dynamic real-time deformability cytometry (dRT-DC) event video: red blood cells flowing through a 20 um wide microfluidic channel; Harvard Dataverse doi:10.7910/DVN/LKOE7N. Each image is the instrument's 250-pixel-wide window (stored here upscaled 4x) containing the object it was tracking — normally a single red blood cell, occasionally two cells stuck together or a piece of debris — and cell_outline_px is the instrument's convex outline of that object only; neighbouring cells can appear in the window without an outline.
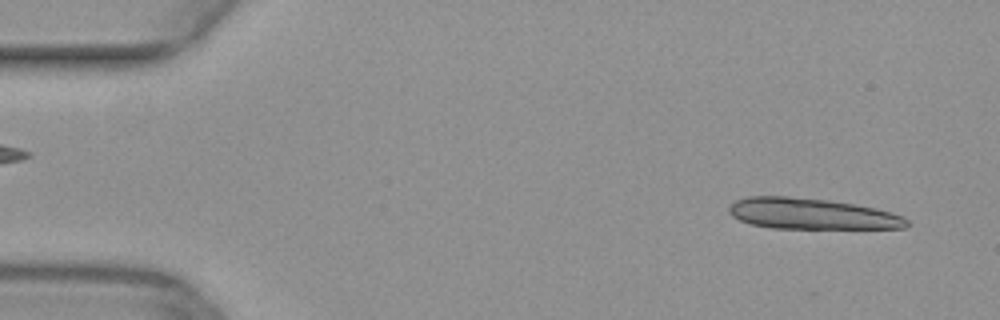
{"species": "common noctule bat (a hibernating species)", "species_latin": "Nyctalus noctula", "temperature_condition": "warm", "stored_images_in_passage": 14, "camera_frame_rate_fps": 3000, "um_per_image_px": 0.085, "animal": {"sex": "female", "body_mass_g": 29.2, "forearm_length_mm": 56.3}, "frame": {"image": 1, "passage_image": 3, "time_ms": 0.667, "image_size_px": [1000, 320], "cell_outline_px": [[908, 224], [904, 228], [772, 228], [752, 224], [740, 220], [732, 216], [728, 212], [728, 208], [736, 200], [748, 196], [788, 196], [828, 200], [876, 208], [892, 212], [904, 216], [908, 220]], "centroid_in_image_um": [68.98, 18.17], "position_along_channel_um": 16.0, "area_um2": 31.96}}